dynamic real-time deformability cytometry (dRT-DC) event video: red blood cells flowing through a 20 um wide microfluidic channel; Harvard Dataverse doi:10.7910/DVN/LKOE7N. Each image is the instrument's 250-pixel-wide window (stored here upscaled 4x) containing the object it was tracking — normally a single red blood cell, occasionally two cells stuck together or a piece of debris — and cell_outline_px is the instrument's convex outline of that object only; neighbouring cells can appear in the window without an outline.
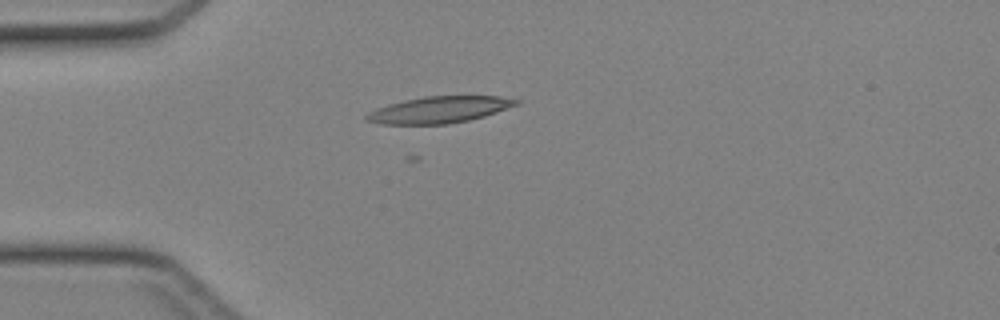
{"species": "Egyptian fruit bat (a non-hibernating species)", "species_latin": "Rousettus aegyptiacus", "temperature_condition": "cold", "stored_images_in_passage": 5, "camera_frame_rate_fps": 3000, "um_per_image_px": 0.085, "animal": {"sex": "female"}, "frame": {"image": 1, "passage_image": 1, "time_ms": 0.0, "image_size_px": [1000, 320], "cell_outline_px": [[520, 104], [484, 116], [468, 120], [448, 124], [380, 124], [364, 120], [364, 116], [368, 112], [376, 108], [388, 104], [404, 100], [424, 96], [500, 96], [520, 100]], "centroid_in_image_um": [37.31, 9.32], "position_along_channel_um": 47.7, "area_um2": 23.24}}
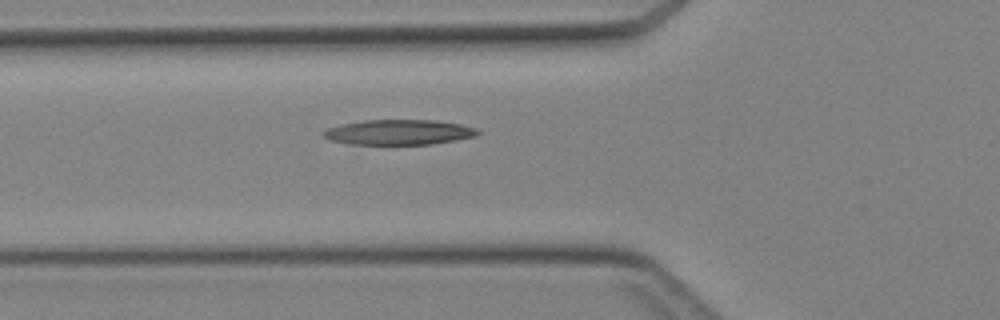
{"frame": {"image": 2, "passage_image": 5, "time_ms": 1.333, "image_size_px": [1000, 320], "cell_outline_px": [[480, 132], [476, 136], [432, 144], [348, 144], [328, 140], [320, 136], [320, 132], [328, 128], [340, 124], [364, 120], [436, 120], [460, 124], [476, 128]], "centroid_in_image_um": [33.83, 11.24], "position_along_channel_um": 92.0, "area_um2": 22.77}}